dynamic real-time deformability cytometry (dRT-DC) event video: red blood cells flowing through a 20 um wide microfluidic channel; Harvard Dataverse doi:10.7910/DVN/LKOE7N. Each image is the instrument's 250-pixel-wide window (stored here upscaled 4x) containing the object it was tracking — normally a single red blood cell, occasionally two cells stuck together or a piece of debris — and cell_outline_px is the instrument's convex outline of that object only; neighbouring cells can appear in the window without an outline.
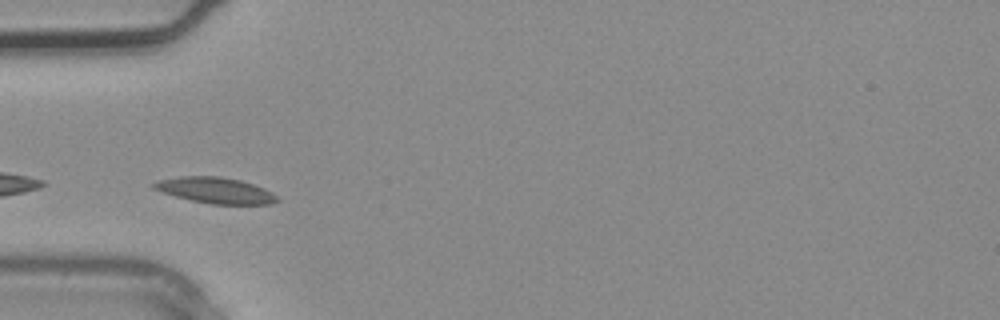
{"species": "common noctule bat (a hibernating species)", "species_latin": "Nyctalus noctula", "temperature_condition": "warm", "stored_images_in_passage": 2, "camera_frame_rate_fps": 3000, "um_per_image_px": 0.085, "animal": {"sex": "male", "body_mass_g": 20.4}, "frame": {"image": 1, "passage_image": 2, "time_ms": 0.333, "image_size_px": [1000, 320], "cell_outline_px": [[280, 200], [272, 204], [212, 204], [192, 200], [176, 196], [152, 188], [148, 184], [156, 180], [180, 176], [220, 176], [240, 180], [264, 188], [272, 192]], "centroid_in_image_um": [18.28, 16.17], "position_along_channel_um": 66.7, "area_um2": 18.67}}